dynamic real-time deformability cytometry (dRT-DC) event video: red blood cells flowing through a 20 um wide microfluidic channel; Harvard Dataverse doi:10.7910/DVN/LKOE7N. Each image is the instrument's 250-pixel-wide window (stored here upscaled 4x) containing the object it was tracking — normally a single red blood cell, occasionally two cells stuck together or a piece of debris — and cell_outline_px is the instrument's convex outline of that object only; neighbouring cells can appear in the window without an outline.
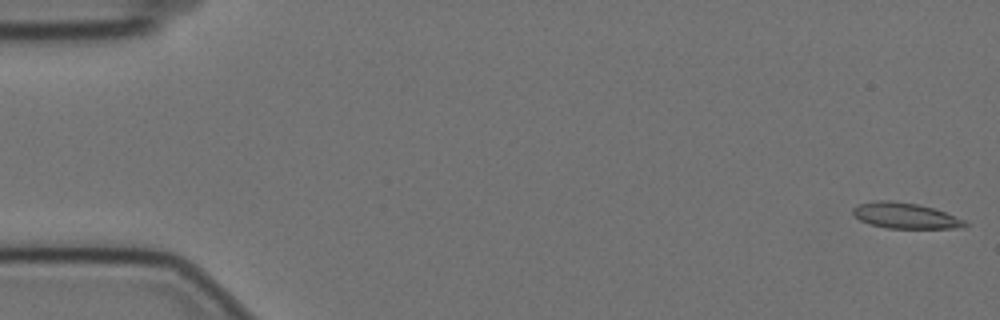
{"species": "Egyptian fruit bat (a non-hibernating species)", "species_latin": "Rousettus aegyptiacus", "temperature_condition": "cold", "stored_images_in_passage": 58, "camera_frame_rate_fps": 3000, "um_per_image_px": 0.085, "animal": {"sex": "female"}, "frame": {"image": 1, "passage_image": 1, "time_ms": 0.0, "image_size_px": [1000, 320], "cell_outline_px": [[968, 224], [964, 228], [888, 228], [872, 224], [860, 220], [852, 212], [852, 208], [860, 204], [872, 200], [892, 200], [916, 204], [932, 208], [944, 212], [964, 220]], "centroid_in_image_um": [76.93, 18.32], "position_along_channel_um": 8.1, "area_um2": 16.59}}
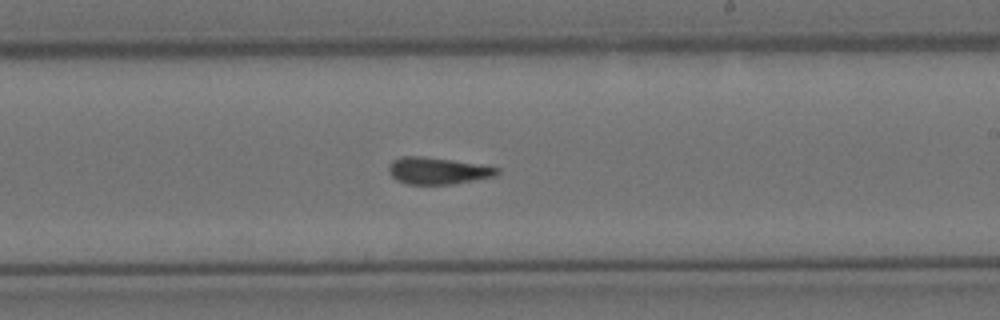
{"frame": {"image": 2, "passage_image": 34, "time_ms": 11.0, "image_size_px": [1000, 320], "cell_outline_px": [[500, 172], [496, 176], [452, 184], [408, 184], [396, 180], [388, 172], [388, 164], [392, 160], [400, 156], [420, 156], [452, 160], [500, 168]], "centroid_in_image_um": [37.16, 14.51], "position_along_channel_um": 251.8, "area_um2": 16.94}}
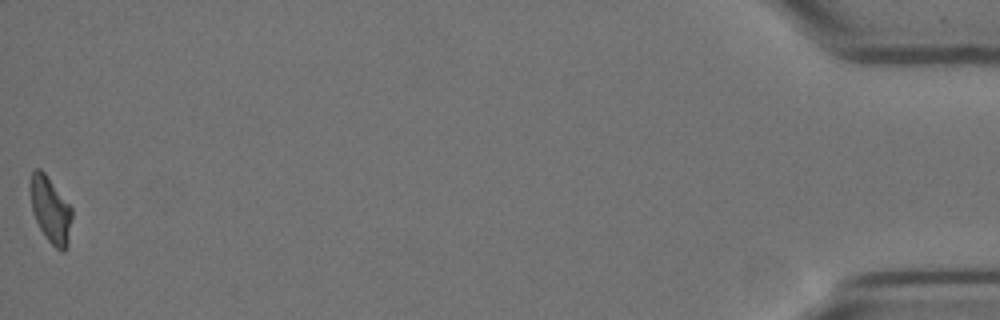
{"frame": {"image": 3, "passage_image": 58, "time_ms": 19.0, "image_size_px": [1000, 320], "cell_outline_px": [[72, 216], [68, 244], [64, 252], [60, 252], [48, 240], [40, 228], [32, 212], [32, 172], [36, 168], [40, 168], [44, 172], [72, 208]], "centroid_in_image_um": [4.33, 17.89], "position_along_channel_um": 430.9, "area_um2": 15.55}, "authors_computed_cell_mechanics": {"area_um2": 16.9354, "velocity_mm_per_s": 3.4748, "shape_relaxation_time_tau1_ms": null, "shape_relaxation_time_tau2_ms": 3.4709, "deformation_change_tau1": null, "deformation_change_tau2": 0.0944}}